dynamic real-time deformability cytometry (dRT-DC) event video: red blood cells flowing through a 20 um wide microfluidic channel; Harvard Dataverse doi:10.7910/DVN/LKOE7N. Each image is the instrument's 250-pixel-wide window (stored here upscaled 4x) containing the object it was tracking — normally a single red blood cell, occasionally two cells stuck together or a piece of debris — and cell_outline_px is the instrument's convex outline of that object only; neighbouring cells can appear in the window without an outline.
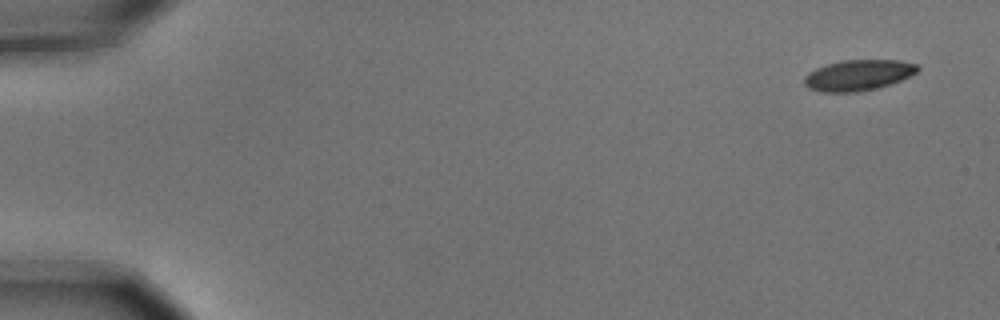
{"species": "common noctule bat (a hibernating species)", "species_latin": "Nyctalus noctula", "temperature_condition": "cold", "stored_images_in_passage": 6, "camera_frame_rate_fps": 3000, "um_per_image_px": 0.085, "animal": {"sex": "male", "body_mass_g": 15.6}, "frame": {"image": 1, "passage_image": 1, "time_ms": 0.0, "image_size_px": [1000, 320], "cell_outline_px": [[920, 68], [916, 72], [892, 84], [876, 88], [856, 92], [824, 92], [808, 88], [804, 84], [804, 76], [808, 72], [816, 68], [828, 64], [844, 60], [900, 60], [916, 64]], "centroid_in_image_um": [72.93, 6.39], "position_along_channel_um": 12.1, "area_um2": 20.23}}
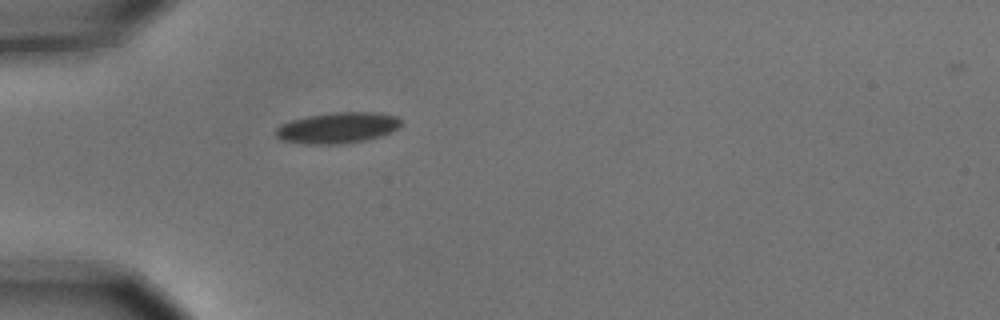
{"frame": {"image": 2, "passage_image": 5, "time_ms": 1.333, "image_size_px": [1000, 320], "cell_outline_px": [[404, 120], [392, 132], [380, 136], [364, 140], [340, 144], [304, 144], [280, 140], [276, 136], [276, 128], [280, 124], [292, 120], [308, 116], [332, 112], [380, 112], [396, 116]], "centroid_in_image_um": [28.69, 10.86], "position_along_channel_um": 56.3, "area_um2": 22.72}}